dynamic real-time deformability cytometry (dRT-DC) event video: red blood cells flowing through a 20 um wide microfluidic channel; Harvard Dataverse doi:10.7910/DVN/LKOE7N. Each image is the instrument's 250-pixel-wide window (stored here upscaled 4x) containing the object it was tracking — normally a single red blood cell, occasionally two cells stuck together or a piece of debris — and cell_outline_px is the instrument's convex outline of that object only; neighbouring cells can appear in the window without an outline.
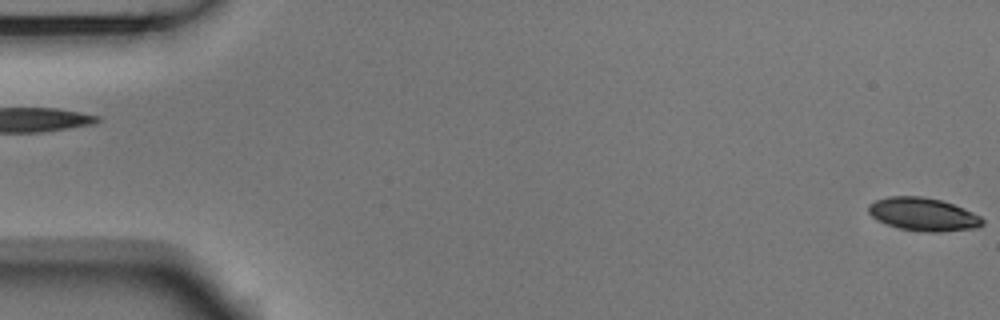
{"species": "Egyptian fruit bat (a non-hibernating species)", "species_latin": "Rousettus aegyptiacus", "temperature_condition": "room temperature", "stored_images_in_passage": 2, "segment_of_instrument_passage": [2, 2], "camera_frame_rate_fps": 3000, "um_per_image_px": 0.085, "animal": {"sex": "male"}, "frame": {"image": 1, "passage_image": 2, "time_ms": 0.333, "image_size_px": [1000, 320], "cell_outline_px": [[984, 224], [976, 228], [940, 232], [924, 232], [900, 228], [888, 224], [872, 216], [868, 212], [868, 204], [876, 200], [888, 196], [924, 196], [940, 200], [964, 208], [980, 216], [984, 220]], "centroid_in_image_um": [78.49, 18.21], "position_along_channel_um": 6.5, "area_um2": 21.91}}